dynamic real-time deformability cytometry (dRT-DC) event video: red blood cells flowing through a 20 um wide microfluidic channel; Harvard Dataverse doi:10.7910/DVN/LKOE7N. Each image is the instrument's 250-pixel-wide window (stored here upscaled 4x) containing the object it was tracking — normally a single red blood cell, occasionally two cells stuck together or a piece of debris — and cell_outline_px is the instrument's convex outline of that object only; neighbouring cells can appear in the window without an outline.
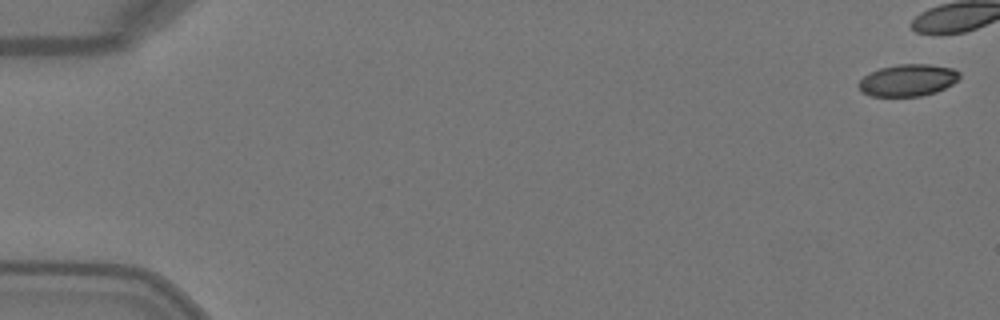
{"species": "Egyptian fruit bat (a non-hibernating species)", "species_latin": "Rousettus aegyptiacus", "temperature_condition": "warm", "stored_images_in_passage": 5, "camera_frame_rate_fps": 3000, "um_per_image_px": 0.085, "animal": {"sex": "female"}, "frame": {"image": 1, "passage_image": 1, "time_ms": 0.0, "image_size_px": [1000, 320], "cell_outline_px": [[960, 80], [936, 92], [920, 96], [868, 96], [860, 92], [856, 84], [864, 76], [880, 68], [896, 64], [928, 64], [952, 68], [960, 72]], "centroid_in_image_um": [77.15, 6.82], "position_along_channel_um": 7.9, "area_um2": 18.96}}
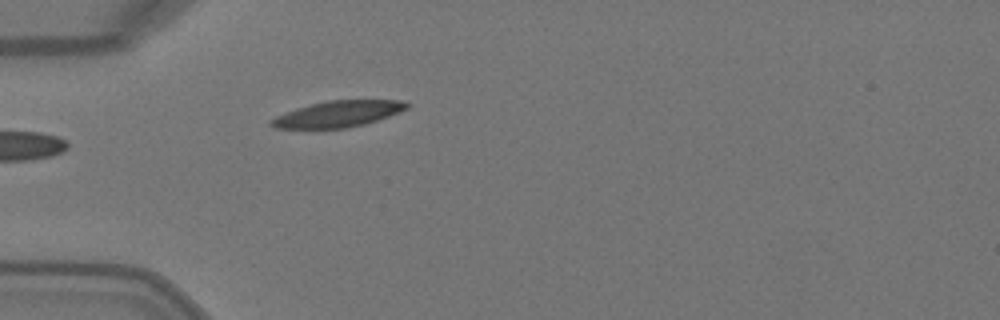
{"frame": {"image": 2, "passage_image": 5, "time_ms": 1.333, "image_size_px": [1000, 320], "cell_outline_px": [[412, 104], [408, 108], [388, 116], [364, 124], [348, 128], [276, 128], [268, 124], [268, 120], [276, 116], [296, 108], [328, 100], [400, 100]], "centroid_in_image_um": [28.72, 9.68], "position_along_channel_um": 56.3, "area_um2": 20.58}}